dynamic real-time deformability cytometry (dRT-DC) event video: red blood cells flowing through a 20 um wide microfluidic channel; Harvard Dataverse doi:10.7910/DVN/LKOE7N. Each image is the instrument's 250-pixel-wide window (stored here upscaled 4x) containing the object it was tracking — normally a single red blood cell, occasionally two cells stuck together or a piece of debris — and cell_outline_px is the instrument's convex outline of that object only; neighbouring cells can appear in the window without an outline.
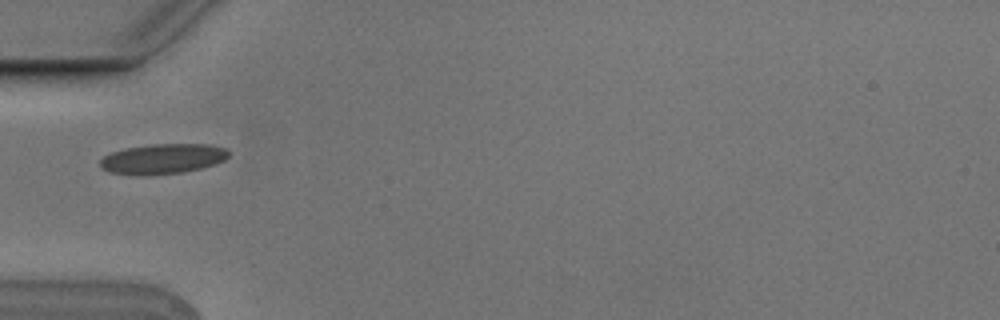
{"species": "Egyptian fruit bat (a non-hibernating species)", "species_latin": "Rousettus aegyptiacus", "temperature_condition": "cold", "stored_images_in_passage": 4, "camera_frame_rate_fps": 3000, "um_per_image_px": 0.085, "animal": {"sex": "male"}, "frame": {"image": 1, "passage_image": 1, "time_ms": 0.0, "image_size_px": [1000, 320], "cell_outline_px": [[228, 156], [224, 160], [200, 168], [184, 172], [140, 176], [108, 172], [100, 168], [100, 160], [104, 156], [112, 152], [124, 148], [152, 144], [212, 144], [228, 148]], "centroid_in_image_um": [13.81, 13.5], "position_along_channel_um": 71.2, "area_um2": 22.72}}
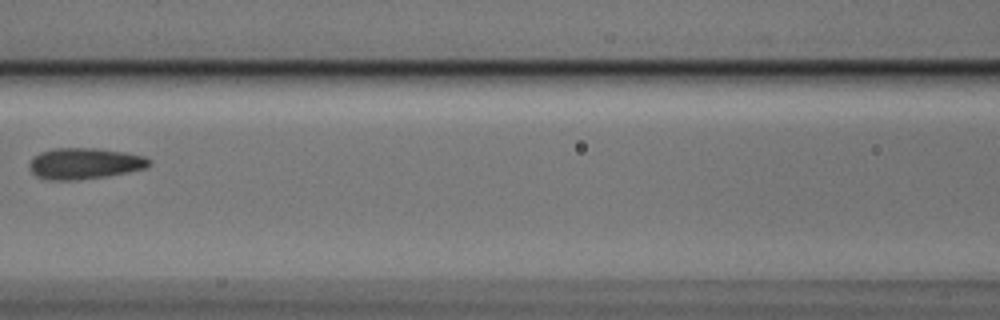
{"frame": {"image": 2, "passage_image": 3, "time_ms": 0.667, "image_size_px": [1000, 320], "cell_outline_px": [[152, 164], [144, 168], [104, 176], [72, 180], [48, 180], [36, 176], [28, 168], [28, 164], [32, 156], [40, 152], [52, 148], [96, 148], [124, 152], [144, 156], [152, 160]], "centroid_in_image_um": [7.13, 13.88], "position_along_channel_um": 159.5, "area_um2": 21.73}}
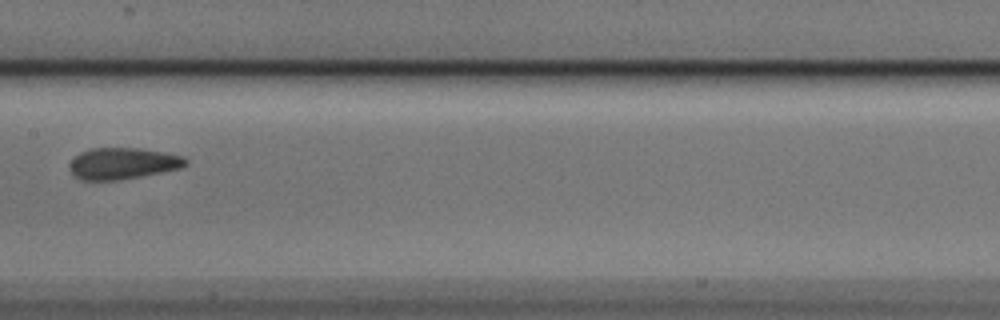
{"frame": {"image": 3, "passage_image": 4, "time_ms": 1.0, "image_size_px": [1000, 320], "cell_outline_px": [[188, 164], [180, 168], [120, 180], [84, 180], [76, 176], [68, 168], [68, 164], [80, 152], [92, 148], [140, 148], [164, 152], [184, 156], [188, 160]], "centroid_in_image_um": [10.44, 13.88], "position_along_channel_um": 197.0, "area_um2": 21.21}}